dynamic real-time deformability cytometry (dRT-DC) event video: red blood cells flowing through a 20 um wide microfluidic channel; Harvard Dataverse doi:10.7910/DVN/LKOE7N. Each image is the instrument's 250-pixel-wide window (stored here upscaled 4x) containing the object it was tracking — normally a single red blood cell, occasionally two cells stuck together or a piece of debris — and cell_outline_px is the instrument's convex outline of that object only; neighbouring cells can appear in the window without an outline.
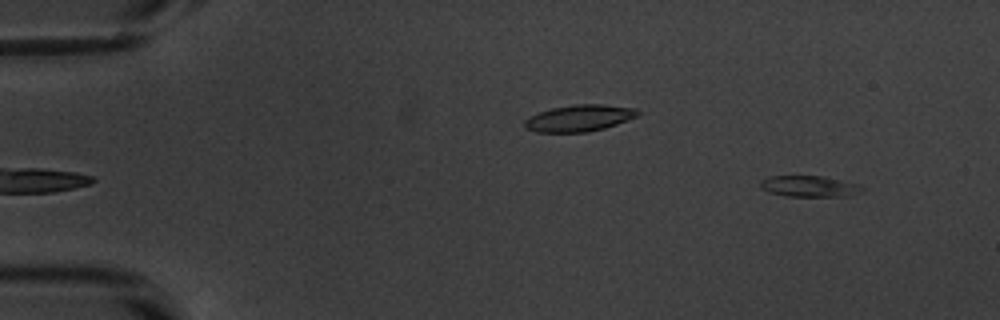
{"species": "common noctule bat (a hibernating species)", "species_latin": "Nyctalus noctula", "temperature_condition": "warm", "stored_images_in_passage": 51, "camera_frame_rate_fps": 3000, "um_per_image_px": 0.085, "animal": {"sex": "male", "body_mass_g": 20.1, "forearm_length_mm": 53.5}, "frame": {"image": 1, "passage_image": 3, "time_ms": 0.667, "image_size_px": [1000, 320], "cell_outline_px": [[864, 192], [848, 196], [788, 196], [768, 192], [760, 188], [760, 180], [772, 176], [824, 176], [860, 184], [864, 188]], "centroid_in_image_um": [68.84, 15.83], "position_along_channel_um": 16.2, "area_um2": 12.66}}
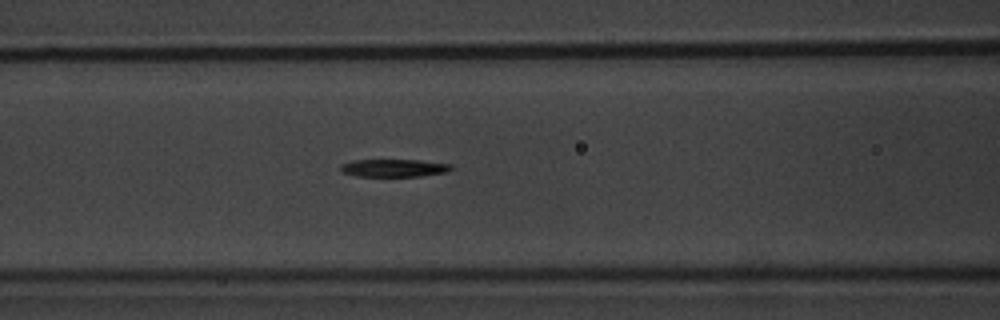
{"frame": {"image": 2, "passage_image": 21, "time_ms": 6.667, "image_size_px": [1000, 320], "cell_outline_px": [[452, 168], [444, 172], [420, 176], [356, 176], [340, 172], [340, 164], [352, 160], [420, 160], [452, 164]], "centroid_in_image_um": [33.42, 14.27], "position_along_channel_um": 133.2, "area_um2": 11.39}}
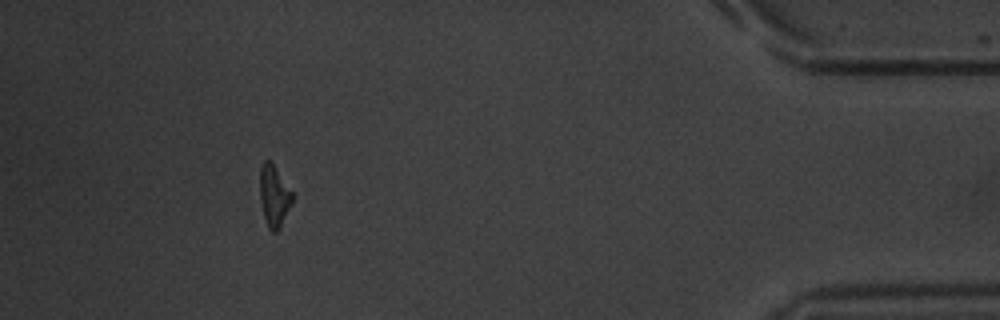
{"frame": {"image": 3, "passage_image": 47, "time_ms": 15.333, "image_size_px": [1000, 320], "cell_outline_px": [[292, 204], [280, 228], [276, 232], [272, 232], [268, 228], [264, 216], [260, 200], [260, 168], [264, 160], [268, 160], [272, 164], [292, 192]], "centroid_in_image_um": [23.29, 16.7], "position_along_channel_um": 411.9, "area_um2": 11.39}, "authors_computed_cell_mechanics": {"area_um2": 12.3692, "velocity_mm_per_s": 3.8436, "shape_relaxation_time_tau1_ms": 3.0489, "shape_relaxation_time_tau2_ms": null, "deformation_change_tau1": 0.1674, "deformation_change_tau2": null}}